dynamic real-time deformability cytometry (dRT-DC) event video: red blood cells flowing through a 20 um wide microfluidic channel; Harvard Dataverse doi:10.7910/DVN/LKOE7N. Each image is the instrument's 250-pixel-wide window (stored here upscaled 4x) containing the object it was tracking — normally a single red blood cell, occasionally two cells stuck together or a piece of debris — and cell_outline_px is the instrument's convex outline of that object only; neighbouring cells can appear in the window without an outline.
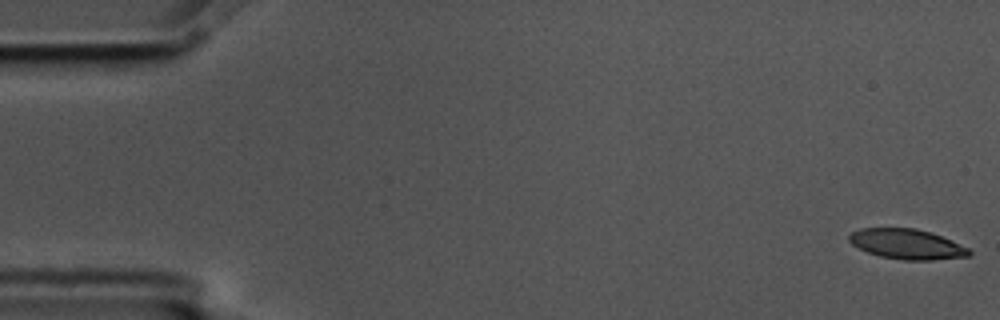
{"species": "common noctule bat (a hibernating species)", "species_latin": "Nyctalus noctula", "temperature_condition": "cold", "stored_images_in_passage": 2, "camera_frame_rate_fps": 3000, "um_per_image_px": 0.085, "animal": {"sex": "male", "body_mass_g": 17.5, "forearm_length_mm": 52.3}, "frame": {"image": 1, "passage_image": 2, "time_ms": 0.333, "image_size_px": [1000, 320], "cell_outline_px": [[972, 252], [968, 256], [932, 260], [904, 260], [880, 256], [868, 252], [852, 244], [848, 240], [848, 236], [852, 232], [860, 228], [916, 228], [932, 232], [952, 240], [968, 248]], "centroid_in_image_um": [77.09, 20.74], "position_along_channel_um": 7.9, "area_um2": 21.04}}